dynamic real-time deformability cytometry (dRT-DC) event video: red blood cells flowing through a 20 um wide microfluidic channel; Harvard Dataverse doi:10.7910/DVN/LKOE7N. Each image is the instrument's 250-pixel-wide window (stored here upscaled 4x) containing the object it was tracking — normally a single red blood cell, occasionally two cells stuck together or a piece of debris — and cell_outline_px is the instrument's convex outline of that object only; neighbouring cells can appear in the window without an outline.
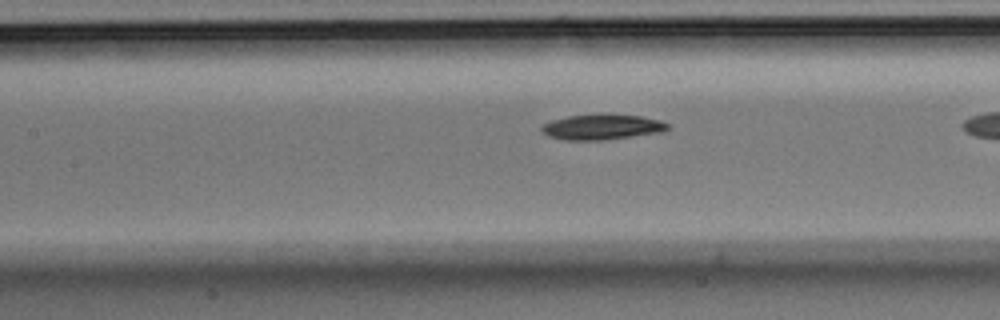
{"species": "Egyptian fruit bat (a non-hibernating species)", "species_latin": "Rousettus aegyptiacus", "temperature_condition": "room temperature", "stored_images_in_passage": 37, "camera_frame_rate_fps": 3000, "um_per_image_px": 0.085, "animal": {"sex": "male"}, "frame": {"image": 1, "passage_image": 19, "time_ms": 6.0, "image_size_px": [1000, 320], "cell_outline_px": [[672, 124], [664, 132], [604, 140], [564, 140], [548, 136], [540, 128], [544, 124], [552, 120], [568, 116], [608, 112], [640, 116], [660, 120]], "centroid_in_image_um": [51.23, 10.77], "position_along_channel_um": 156.2, "area_um2": 19.13}}
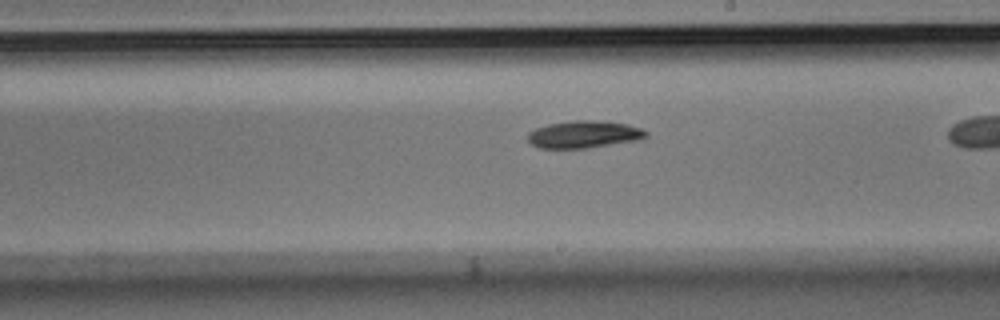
{"frame": {"image": 2, "passage_image": 26, "time_ms": 8.333, "image_size_px": [1000, 320], "cell_outline_px": [[648, 136], [640, 140], [588, 148], [540, 148], [532, 144], [528, 140], [528, 132], [536, 128], [548, 124], [572, 120], [596, 120], [628, 124], [640, 128], [648, 132]], "centroid_in_image_um": [49.66, 11.42], "position_along_channel_um": 239.3, "area_um2": 18.9}}
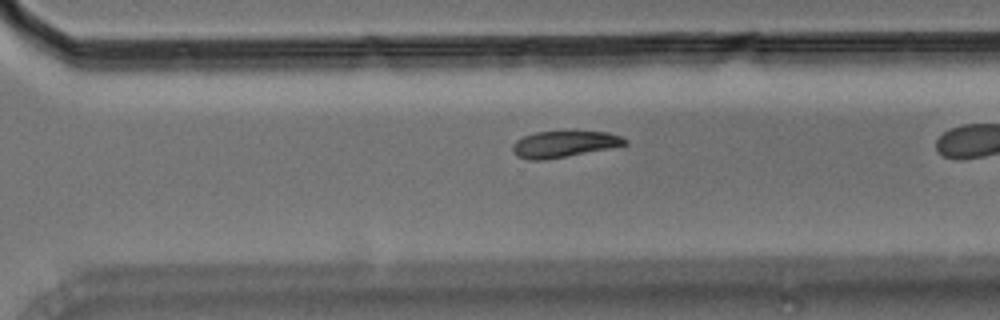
{"frame": {"image": 3, "passage_image": 33, "time_ms": 10.667, "image_size_px": [1000, 320], "cell_outline_px": [[628, 144], [608, 148], [544, 160], [528, 160], [516, 156], [512, 152], [512, 144], [516, 140], [524, 136], [536, 132], [608, 132], [620, 136], [628, 140]], "centroid_in_image_um": [47.89, 12.25], "position_along_channel_um": 322.7, "area_um2": 16.99}}